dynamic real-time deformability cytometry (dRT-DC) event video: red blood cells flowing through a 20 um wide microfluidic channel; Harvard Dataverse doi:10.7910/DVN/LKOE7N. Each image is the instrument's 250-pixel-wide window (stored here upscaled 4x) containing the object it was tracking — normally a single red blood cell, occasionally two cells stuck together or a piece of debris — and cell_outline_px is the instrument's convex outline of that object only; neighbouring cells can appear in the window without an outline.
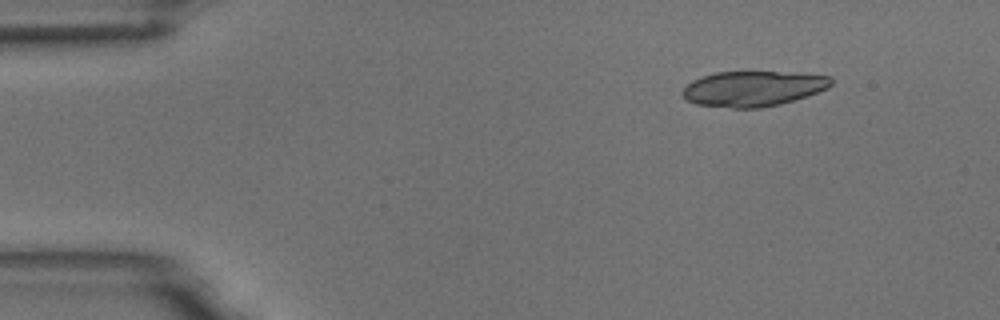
{"species": "common noctule bat (a hibernating species)", "species_latin": "Nyctalus noctula", "temperature_condition": "room temperature", "stored_images_in_passage": 48, "camera_frame_rate_fps": 3000, "um_per_image_px": 0.085, "animal": {"sex": "male", "body_mass_g": 18.8}, "frame": {"image": 1, "passage_image": 1, "time_ms": 0.0, "image_size_px": [1000, 320], "cell_outline_px": [[832, 84], [828, 88], [780, 104], [760, 108], [732, 108], [696, 104], [688, 100], [684, 96], [684, 88], [692, 80], [716, 72], [796, 72], [832, 76]], "centroid_in_image_um": [64.05, 7.52], "position_along_channel_um": 21.0, "area_um2": 30.35}, "authors_computed_cell_mechanics": {"area_um2": 18.7561, "velocity_mm_per_s": 3.6843, "shape_relaxation_time_tau1_ms": 8.3725, "shape_relaxation_time_tau2_ms": 2.5872, "deformation_change_tau1": 0.2448, "deformation_change_tau2": 0.1164}}